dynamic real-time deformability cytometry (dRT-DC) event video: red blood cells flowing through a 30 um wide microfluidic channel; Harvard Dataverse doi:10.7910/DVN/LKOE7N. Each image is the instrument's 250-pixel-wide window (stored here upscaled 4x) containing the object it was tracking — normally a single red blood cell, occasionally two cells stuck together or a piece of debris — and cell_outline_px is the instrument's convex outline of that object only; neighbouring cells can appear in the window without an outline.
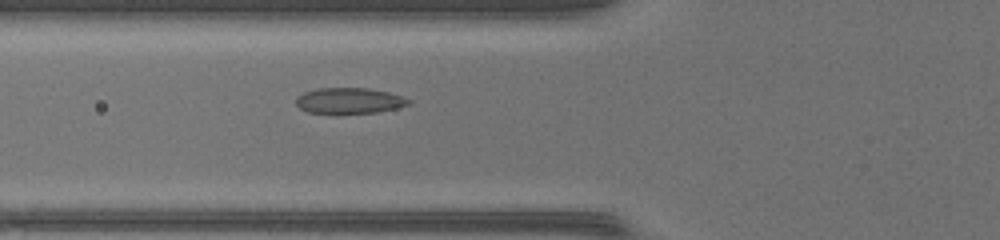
{"species": "common noctule bat (a hibernating species)", "species_latin": "Nyctalus noctula", "temperature_condition": "warm", "stored_images_in_passage": 43, "camera_frame_rate_fps": 3000, "um_per_image_px": 0.085, "animal": {"sex": "female", "body_mass_g": 17.0, "forearm_length_mm": 48.0}, "frame": {"image": 1, "passage_image": 13, "time_ms": 4.0, "image_size_px": [1000, 240], "cell_outline_px": [[412, 104], [396, 108], [376, 112], [332, 116], [308, 112], [300, 108], [296, 104], [296, 96], [304, 92], [316, 88], [368, 88], [388, 92], [412, 100]], "centroid_in_image_um": [29.64, 8.6], "position_along_channel_um": 96.2, "area_um2": 17.63}}
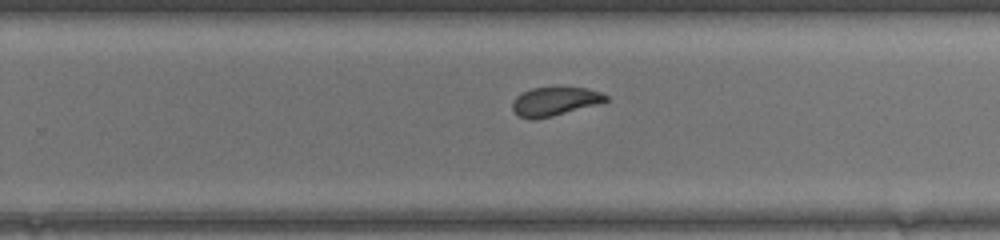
{"frame": {"image": 2, "passage_image": 26, "time_ms": 8.333, "image_size_px": [1000, 240], "cell_outline_px": [[608, 100], [596, 104], [552, 116], [532, 120], [520, 116], [512, 108], [512, 100], [516, 96], [532, 88], [588, 88], [600, 92], [608, 96]], "centroid_in_image_um": [47.13, 8.62], "position_along_channel_um": 282.7, "area_um2": 15.26}}
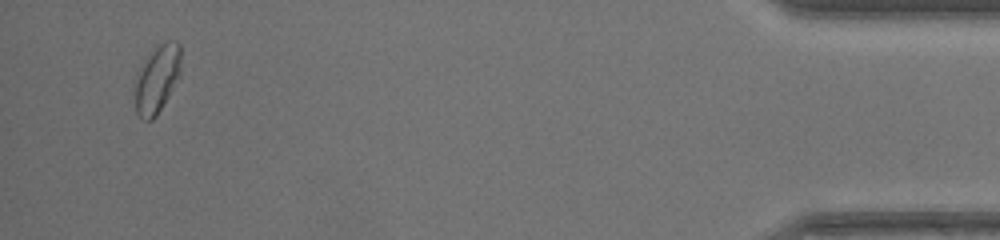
{"frame": {"image": 3, "passage_image": 41, "time_ms": 13.333, "image_size_px": [1000, 240], "cell_outline_px": [[180, 76], [156, 116], [152, 120], [144, 120], [136, 112], [136, 76], [152, 48], [168, 40], [176, 40], [180, 44]], "centroid_in_image_um": [13.37, 6.67], "position_along_channel_um": 421.8, "area_um2": 17.92}, "authors_computed_cell_mechanics": {"area_um2": 17.051, "velocity_mm_per_s": 4.3068, "shape_relaxation_time_tau1_ms": 3.6661, "shape_relaxation_time_tau2_ms": 1.1765, "deformation_change_tau1": 0.1083, "deformation_change_tau2": 0.0646}}